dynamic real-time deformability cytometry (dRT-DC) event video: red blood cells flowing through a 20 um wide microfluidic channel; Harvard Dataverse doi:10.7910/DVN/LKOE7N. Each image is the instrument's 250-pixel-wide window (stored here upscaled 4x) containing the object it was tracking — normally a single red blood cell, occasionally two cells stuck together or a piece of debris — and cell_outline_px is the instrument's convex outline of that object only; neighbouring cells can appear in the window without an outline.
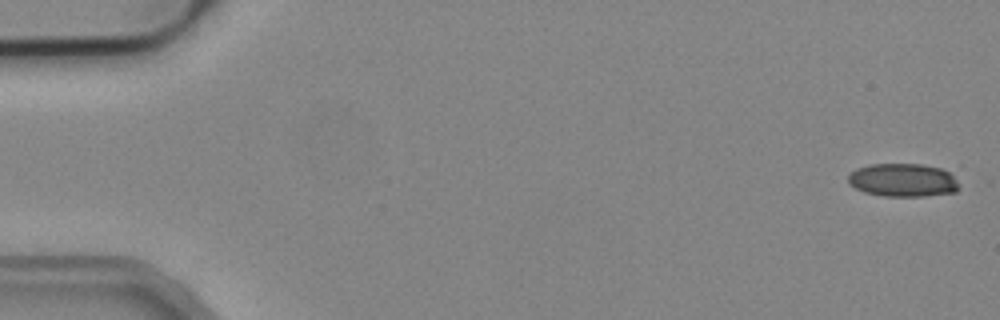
{"species": "common noctule bat (a hibernating species)", "species_latin": "Nyctalus noctula", "temperature_condition": "cold", "stored_images_in_passage": 5, "camera_frame_rate_fps": 3000, "um_per_image_px": 0.085, "animal": {"sex": "male", "body_mass_g": 19.2, "forearm_length_mm": 51.8}, "frame": {"image": 1, "passage_image": 1, "time_ms": 0.0, "image_size_px": [1000, 320], "cell_outline_px": [[960, 188], [956, 192], [924, 196], [884, 196], [864, 192], [848, 184], [848, 176], [856, 168], [868, 164], [920, 164], [952, 168]], "centroid_in_image_um": [76.83, 15.29], "position_along_channel_um": 8.2, "area_um2": 22.14}}